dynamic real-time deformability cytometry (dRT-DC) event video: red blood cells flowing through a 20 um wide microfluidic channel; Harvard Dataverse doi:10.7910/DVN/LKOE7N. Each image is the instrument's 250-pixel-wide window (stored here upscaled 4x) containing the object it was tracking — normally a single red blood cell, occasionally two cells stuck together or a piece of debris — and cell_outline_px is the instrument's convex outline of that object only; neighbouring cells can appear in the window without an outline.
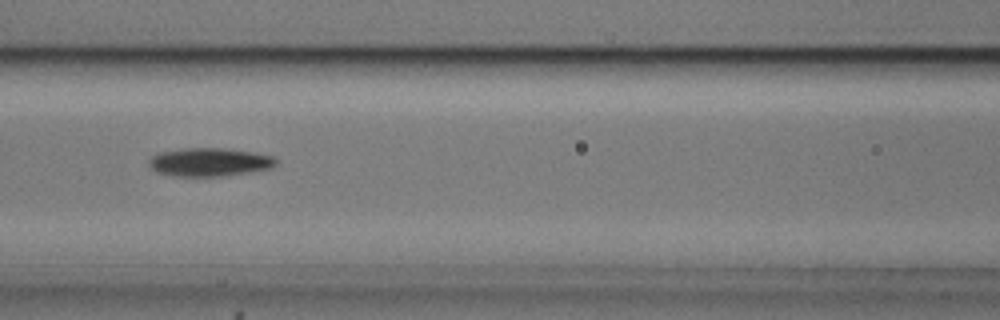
{"species": "common noctule bat (a hibernating species)", "species_latin": "Nyctalus noctula", "temperature_condition": "cold", "stored_images_in_passage": 4, "camera_frame_rate_fps": 3000, "um_per_image_px": 0.085, "animal": {"sex": "male", "body_mass_g": 20.5, "forearm_length_mm": 52.5}, "frame": {"image": 1, "passage_image": 3, "time_ms": 0.667, "image_size_px": [1000, 320], "cell_outline_px": [[276, 164], [272, 168], [224, 176], [172, 176], [156, 172], [148, 164], [148, 160], [156, 152], [184, 148], [224, 148], [252, 152], [272, 156], [276, 160]], "centroid_in_image_um": [17.75, 13.77], "position_along_channel_um": 148.8, "area_um2": 21.1}}
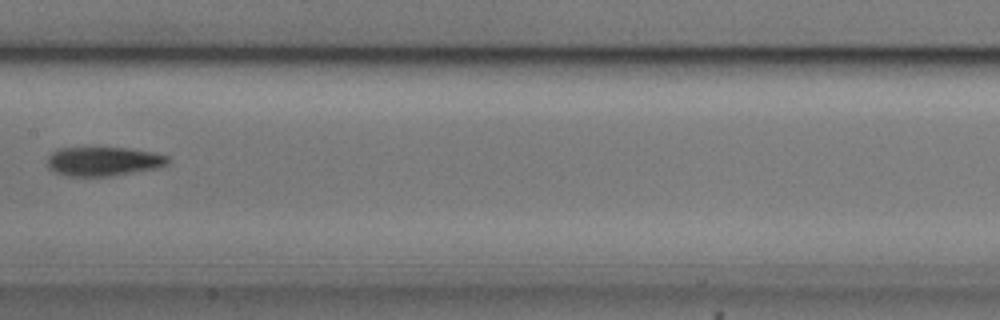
{"frame": {"image": 2, "passage_image": 4, "time_ms": 1.0, "image_size_px": [1000, 320], "cell_outline_px": [[168, 164], [160, 168], [108, 176], [68, 176], [56, 172], [48, 168], [48, 156], [52, 152], [60, 148], [128, 148], [156, 152], [168, 156]], "centroid_in_image_um": [8.83, 13.71], "position_along_channel_um": 198.6, "area_um2": 20.46}}